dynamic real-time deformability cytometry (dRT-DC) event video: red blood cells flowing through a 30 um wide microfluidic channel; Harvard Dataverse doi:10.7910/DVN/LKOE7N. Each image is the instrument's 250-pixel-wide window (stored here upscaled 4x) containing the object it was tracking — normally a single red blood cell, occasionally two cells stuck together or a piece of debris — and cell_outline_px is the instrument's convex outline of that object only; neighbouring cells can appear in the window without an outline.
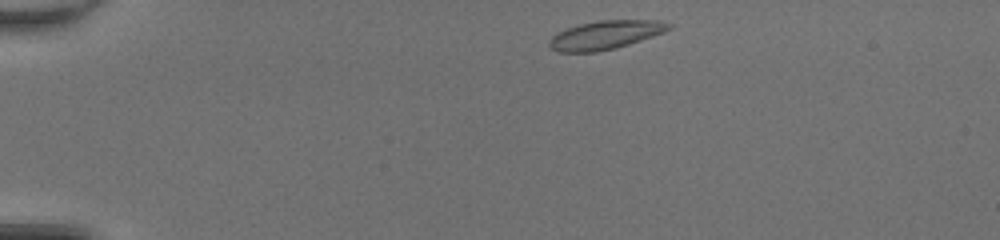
{"species": "common noctule bat (a hibernating species)", "species_latin": "Nyctalus noctula", "temperature_condition": "room temperature", "stored_images_in_passage": 15, "camera_frame_rate_fps": 3000, "um_per_image_px": 0.085, "animal": {"sex": "female", "body_mass_g": 20.0, "forearm_length_mm": 54.0}, "frame": {"image": 1, "passage_image": 1, "time_ms": 0.0, "image_size_px": [1000, 240], "cell_outline_px": [[672, 28], [664, 32], [616, 48], [596, 52], [560, 52], [552, 48], [548, 44], [548, 40], [552, 36], [568, 28], [580, 24], [600, 20], [660, 20], [672, 24]], "centroid_in_image_um": [51.48, 2.97], "position_along_channel_um": 33.5, "area_um2": 19.77}}